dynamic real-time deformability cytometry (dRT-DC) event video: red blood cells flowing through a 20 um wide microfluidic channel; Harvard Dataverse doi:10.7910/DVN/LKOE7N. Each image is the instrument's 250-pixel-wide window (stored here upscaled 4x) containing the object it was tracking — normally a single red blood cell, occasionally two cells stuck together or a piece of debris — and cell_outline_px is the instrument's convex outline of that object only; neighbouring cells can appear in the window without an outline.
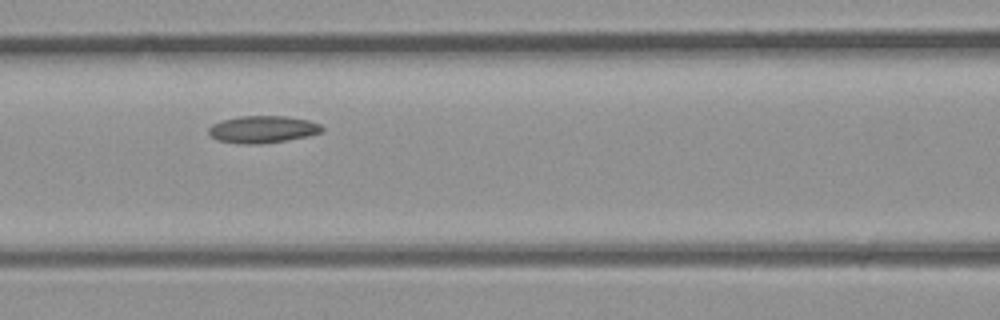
{"species": "common noctule bat (a hibernating species)", "species_latin": "Nyctalus noctula", "temperature_condition": "room temperature", "stored_images_in_passage": 6, "camera_frame_rate_fps": 3000, "um_per_image_px": 0.085, "animal": {"sex": "male", "body_mass_g": 23.1, "forearm_length_mm": 52.7}, "frame": {"image": 1, "passage_image": 5, "time_ms": 1.333, "image_size_px": [1000, 320], "cell_outline_px": [[324, 128], [320, 132], [308, 136], [288, 140], [256, 144], [248, 144], [216, 140], [208, 132], [208, 128], [212, 124], [224, 120], [240, 116], [284, 116], [308, 120], [320, 124]], "centroid_in_image_um": [22.33, 10.99], "position_along_channel_um": 144.3, "area_um2": 17.74}}
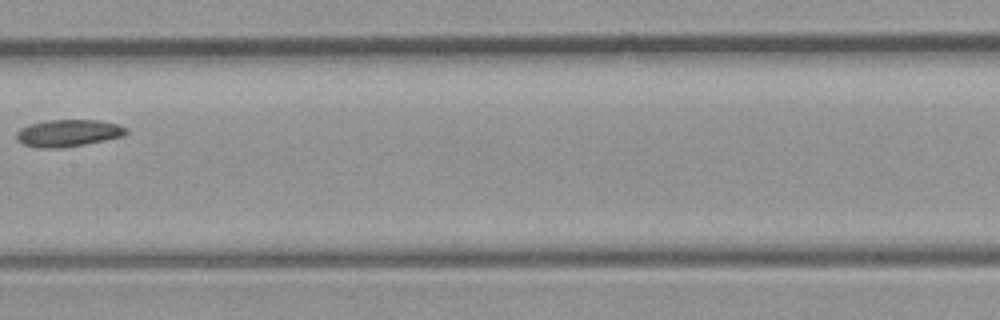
{"frame": {"image": 2, "passage_image": 6, "time_ms": 1.667, "image_size_px": [1000, 320], "cell_outline_px": [[128, 132], [124, 136], [84, 144], [60, 148], [36, 148], [24, 144], [16, 140], [16, 132], [20, 128], [28, 124], [48, 120], [100, 120], [116, 124], [128, 128]], "centroid_in_image_um": [5.77, 11.31], "position_along_channel_um": 201.6, "area_um2": 17.4}}